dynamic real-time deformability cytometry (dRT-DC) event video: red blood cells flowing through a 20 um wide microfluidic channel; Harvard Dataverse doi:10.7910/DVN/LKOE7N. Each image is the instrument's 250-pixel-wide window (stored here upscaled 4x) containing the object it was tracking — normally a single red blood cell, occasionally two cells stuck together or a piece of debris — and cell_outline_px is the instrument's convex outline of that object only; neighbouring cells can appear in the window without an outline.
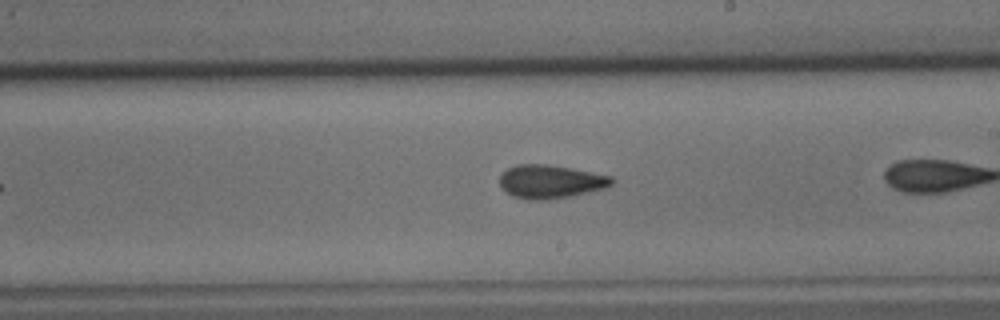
{"species": "common noctule bat (a hibernating species)", "species_latin": "Nyctalus noctula", "temperature_condition": "cold", "stored_images_in_passage": 28, "camera_frame_rate_fps": 3000, "um_per_image_px": 0.085, "animal": {"sex": "male", "body_mass_g": 15.6}, "frame": {"image": 1, "passage_image": 16, "time_ms": 5.0, "image_size_px": [1000, 320], "cell_outline_px": [[616, 180], [612, 184], [604, 188], [572, 196], [544, 200], [528, 200], [512, 196], [504, 192], [500, 188], [500, 176], [508, 168], [516, 164], [548, 164], [612, 176]], "centroid_in_image_um": [46.77, 15.44], "position_along_channel_um": 242.2, "area_um2": 21.96}}